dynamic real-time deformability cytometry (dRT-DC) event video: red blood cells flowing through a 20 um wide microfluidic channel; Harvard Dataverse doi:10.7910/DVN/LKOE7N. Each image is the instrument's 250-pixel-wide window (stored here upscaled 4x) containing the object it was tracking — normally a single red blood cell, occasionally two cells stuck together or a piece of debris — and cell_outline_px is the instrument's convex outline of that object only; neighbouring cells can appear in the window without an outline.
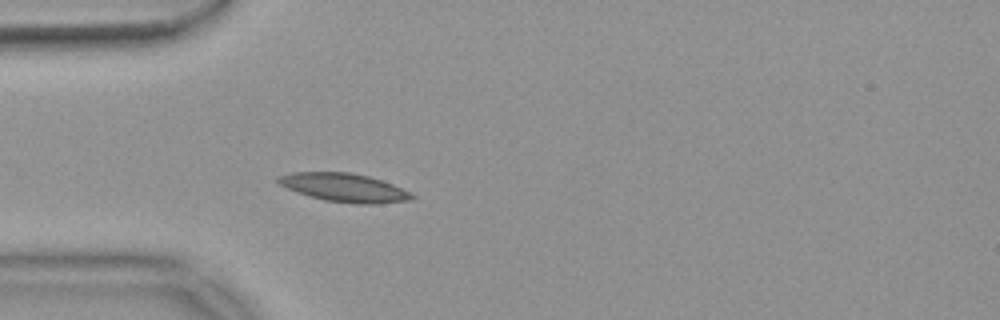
{"species": "common noctule bat (a hibernating species)", "species_latin": "Nyctalus noctula", "temperature_condition": "warm", "stored_images_in_passage": 40, "camera_frame_rate_fps": 3000, "um_per_image_px": 0.085, "animal": {"sex": "female", "body_mass_g": 18.4}, "frame": {"image": 1, "passage_image": 1, "time_ms": 0.0, "image_size_px": [1000, 320], "cell_outline_px": [[416, 196], [412, 200], [380, 204], [352, 204], [324, 200], [296, 192], [280, 184], [276, 180], [276, 176], [292, 172], [352, 172], [368, 176], [392, 184]], "centroid_in_image_um": [29.25, 15.95], "position_along_channel_um": 55.8, "area_um2": 22.25}}
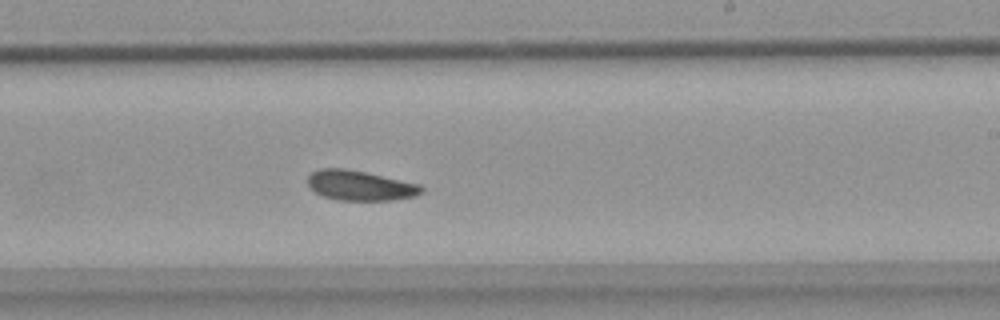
{"frame": {"image": 2, "passage_image": 18, "time_ms": 5.667, "image_size_px": [1000, 320], "cell_outline_px": [[424, 192], [416, 196], [392, 200], [336, 200], [324, 196], [316, 192], [308, 184], [308, 176], [312, 172], [320, 168], [344, 168], [364, 172], [420, 184], [424, 188]], "centroid_in_image_um": [30.63, 15.77], "position_along_channel_um": 258.4, "area_um2": 19.77}}
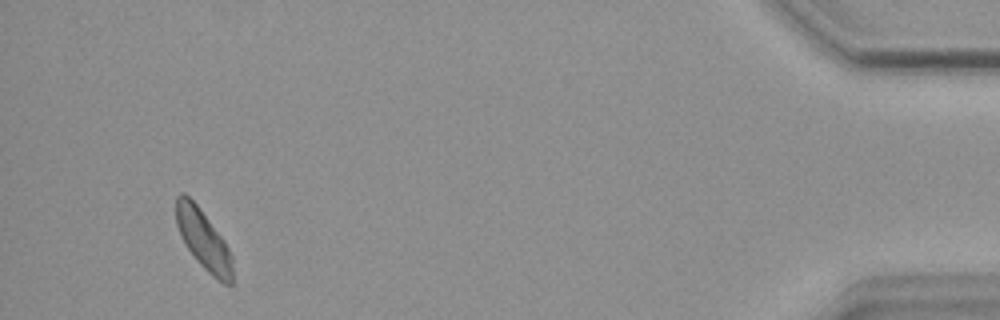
{"frame": {"image": 3, "passage_image": 37, "time_ms": 12.0, "image_size_px": [1000, 320], "cell_outline_px": [[232, 284], [224, 284], [212, 276], [196, 260], [180, 236], [176, 224], [176, 196], [180, 192], [184, 192], [196, 204], [220, 236], [228, 248], [232, 256]], "centroid_in_image_um": [17.27, 20.38], "position_along_channel_um": 417.9, "area_um2": 19.25}, "authors_computed_cell_mechanics": {"area_um2": 19.8832, "velocity_mm_per_s": 3.6712, "shape_relaxation_time_tau1_ms": 4.6486, "shape_relaxation_time_tau2_ms": null, "deformation_change_tau1": 0.0922, "deformation_change_tau2": null}}